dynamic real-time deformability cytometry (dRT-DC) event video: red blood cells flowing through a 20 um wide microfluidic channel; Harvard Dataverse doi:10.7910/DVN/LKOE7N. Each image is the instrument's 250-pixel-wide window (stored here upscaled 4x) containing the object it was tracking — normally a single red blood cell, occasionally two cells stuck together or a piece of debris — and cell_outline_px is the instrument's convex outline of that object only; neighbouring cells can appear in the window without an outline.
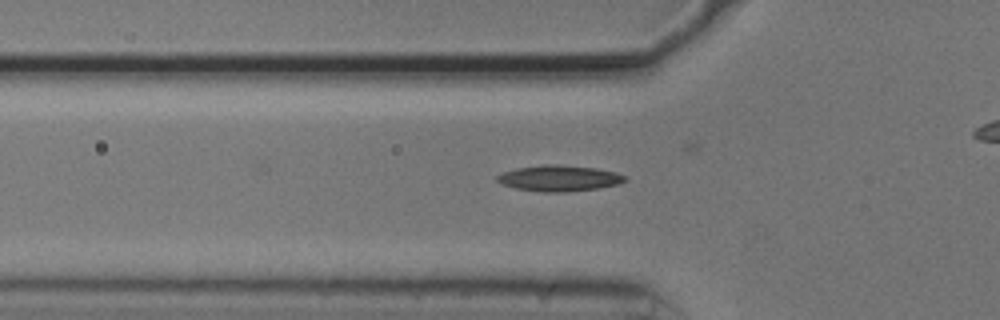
{"species": "common noctule bat (a hibernating species)", "species_latin": "Nyctalus noctula", "temperature_condition": "cold", "stored_images_in_passage": 34, "camera_frame_rate_fps": 3000, "um_per_image_px": 0.085, "animal": {"sex": "male", "body_mass_g": 20.5, "forearm_length_mm": 52.5}, "frame": {"image": 1, "passage_image": 10, "time_ms": 3.0, "image_size_px": [1000, 320], "cell_outline_px": [[628, 180], [620, 184], [596, 188], [568, 192], [544, 192], [516, 188], [504, 184], [496, 180], [496, 176], [504, 172], [516, 168], [544, 164], [556, 164], [596, 168], [616, 172], [624, 176]], "centroid_in_image_um": [47.55, 15.14], "position_along_channel_um": 78.2, "area_um2": 19.25}}
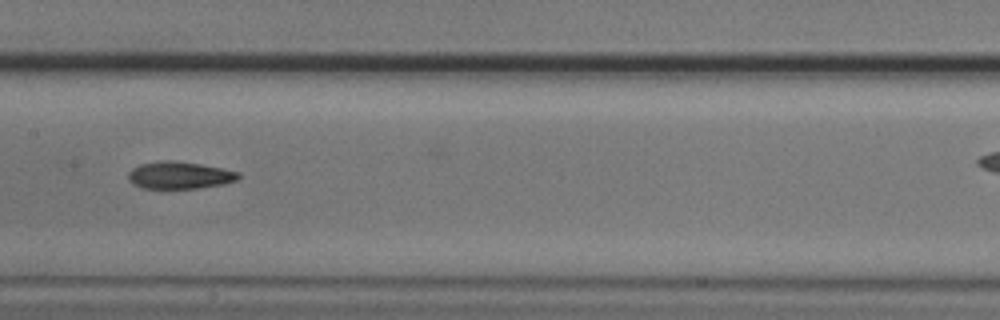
{"frame": {"image": 2, "passage_image": 19, "time_ms": 6.0, "image_size_px": [1000, 320], "cell_outline_px": [[240, 176], [236, 180], [224, 184], [200, 188], [140, 188], [132, 184], [128, 180], [128, 172], [132, 168], [140, 164], [160, 160], [176, 160], [200, 164], [240, 172]], "centroid_in_image_um": [15.22, 14.89], "position_along_channel_um": 192.2, "area_um2": 17.63}}
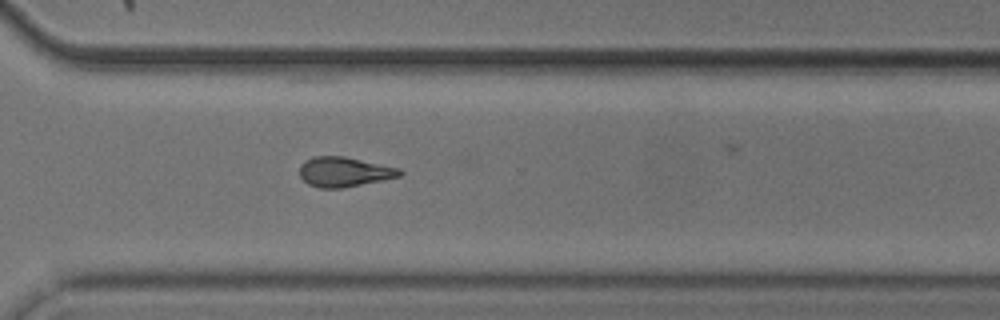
{"frame": {"image": 3, "passage_image": 31, "time_ms": 10.0, "image_size_px": [1000, 320], "cell_outline_px": [[404, 172], [400, 176], [344, 188], [320, 188], [308, 184], [300, 176], [300, 164], [304, 160], [312, 156], [344, 156], [400, 168]], "centroid_in_image_um": [29.24, 14.6], "position_along_channel_um": 341.4, "area_um2": 17.46}}